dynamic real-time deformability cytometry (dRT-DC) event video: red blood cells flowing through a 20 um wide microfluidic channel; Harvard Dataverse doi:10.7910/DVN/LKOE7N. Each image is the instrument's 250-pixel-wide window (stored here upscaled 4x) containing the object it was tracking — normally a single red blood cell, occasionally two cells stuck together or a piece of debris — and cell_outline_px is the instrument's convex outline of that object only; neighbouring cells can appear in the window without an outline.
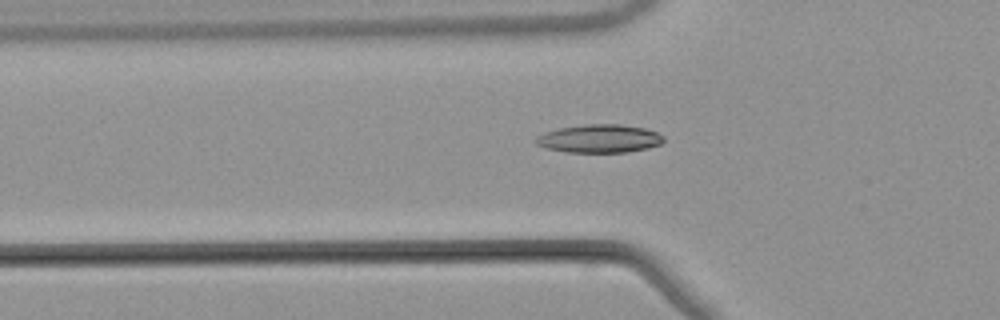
{"species": "common noctule bat (a hibernating species)", "species_latin": "Nyctalus noctula", "temperature_condition": "warm", "stored_images_in_passage": 36, "camera_frame_rate_fps": 3000, "um_per_image_px": 0.085, "animal": {"sex": "male", "body_mass_g": 21.5, "forearm_length_mm": 52.0}, "frame": {"image": 1, "passage_image": 6, "time_ms": 1.667, "image_size_px": [1000, 320], "cell_outline_px": [[664, 140], [660, 144], [648, 148], [628, 152], [564, 152], [548, 148], [536, 144], [536, 136], [544, 132], [560, 128], [584, 124], [620, 124], [644, 128], [656, 132], [664, 136]], "centroid_in_image_um": [50.96, 11.78], "position_along_channel_um": 74.8, "area_um2": 20.98}}
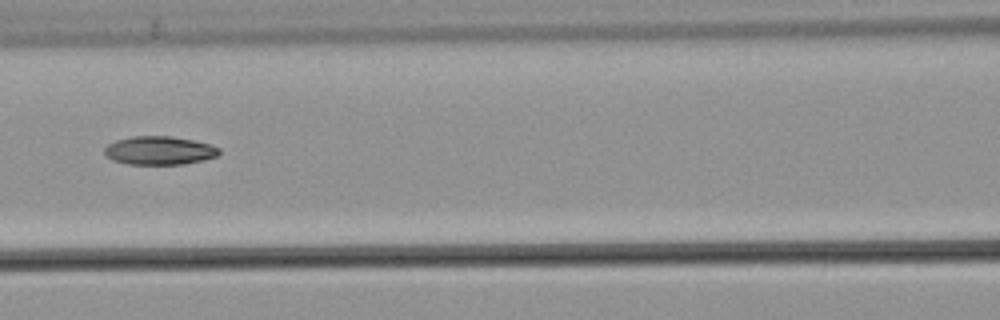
{"frame": {"image": 2, "passage_image": 12, "time_ms": 3.667, "image_size_px": [1000, 320], "cell_outline_px": [[220, 152], [216, 156], [204, 160], [184, 164], [128, 164], [112, 160], [104, 152], [104, 148], [108, 144], [116, 140], [132, 136], [172, 136], [212, 144], [220, 148]], "centroid_in_image_um": [13.56, 12.79], "position_along_channel_um": 153.0, "area_um2": 19.07}}
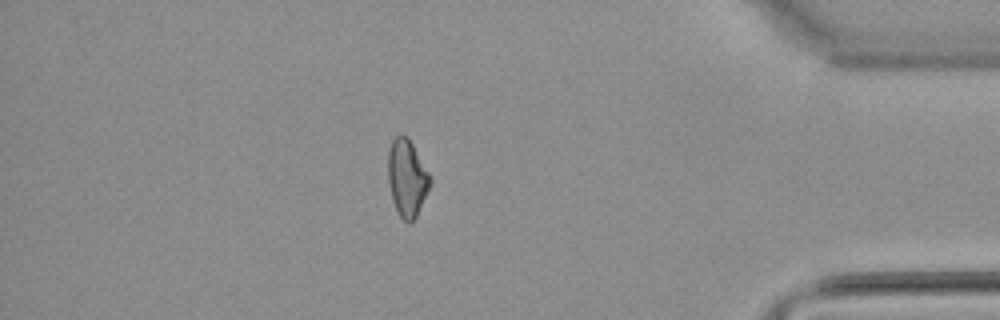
{"frame": {"image": 3, "passage_image": 34, "time_ms": 11.0, "image_size_px": [1000, 320], "cell_outline_px": [[432, 180], [416, 216], [408, 224], [400, 216], [392, 200], [388, 180], [388, 148], [392, 140], [400, 132], [408, 136], [432, 176]], "centroid_in_image_um": [34.59, 15.06], "position_along_channel_um": 400.6, "area_um2": 19.02}, "authors_computed_cell_mechanics": {"area_um2": 18.9873, "velocity_mm_per_s": 3.8777, "shape_relaxation_time_tau1_ms": null, "shape_relaxation_time_tau2_ms": 6.6347, "deformation_change_tau1": null, "deformation_change_tau2": 0.131}}